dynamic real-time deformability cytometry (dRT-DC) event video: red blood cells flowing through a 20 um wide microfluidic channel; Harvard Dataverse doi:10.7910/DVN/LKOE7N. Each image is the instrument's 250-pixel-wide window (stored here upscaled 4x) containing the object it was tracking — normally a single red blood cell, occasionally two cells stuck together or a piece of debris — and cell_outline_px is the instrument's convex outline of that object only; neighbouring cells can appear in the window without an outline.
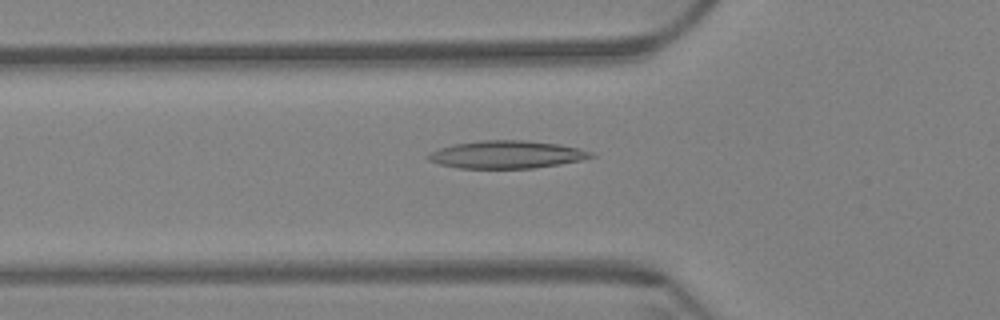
{"species": "Egyptian fruit bat (a non-hibernating species)", "species_latin": "Rousettus aegyptiacus", "temperature_condition": "warm", "stored_images_in_passage": 56, "camera_frame_rate_fps": 3000, "um_per_image_px": 0.085, "animal": {"sex": "female"}, "frame": {"image": 1, "passage_image": 16, "time_ms": 5.0, "image_size_px": [1000, 320], "cell_outline_px": [[596, 156], [580, 160], [560, 164], [532, 168], [460, 168], [440, 164], [428, 160], [428, 156], [432, 152], [440, 148], [452, 144], [480, 140], [524, 140], [560, 144], [580, 148], [592, 152]], "centroid_in_image_um": [43.1, 13.13], "position_along_channel_um": 82.7, "area_um2": 26.18}}
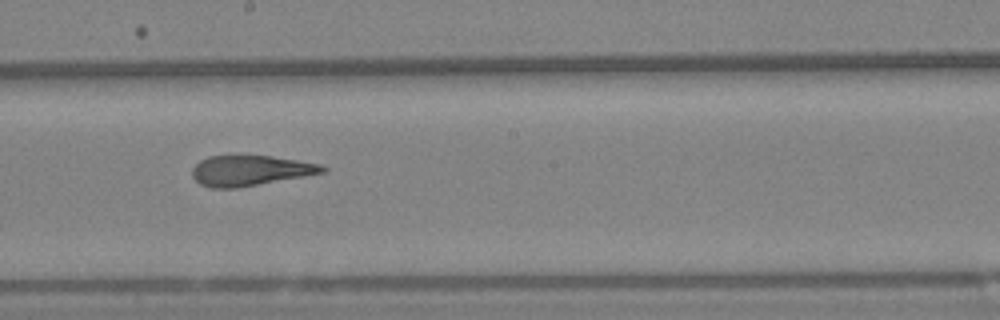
{"frame": {"image": 2, "passage_image": 29, "time_ms": 9.333, "image_size_px": [1000, 320], "cell_outline_px": [[328, 168], [324, 172], [304, 176], [236, 188], [212, 188], [200, 184], [192, 176], [192, 168], [200, 160], [208, 156], [272, 156], [320, 164]], "centroid_in_image_um": [21.24, 14.5], "position_along_channel_um": 227.0, "area_um2": 22.77}}
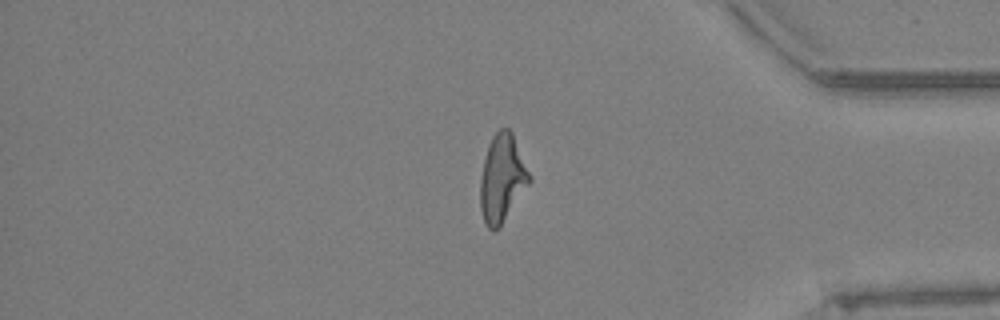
{"frame": {"image": 3, "passage_image": 46, "time_ms": 15.0, "image_size_px": [1000, 320], "cell_outline_px": [[532, 180], [500, 228], [492, 232], [488, 228], [484, 220], [480, 208], [480, 180], [484, 160], [488, 144], [492, 136], [500, 128], [508, 128], [512, 132], [532, 176]], "centroid_in_image_um": [42.69, 15.18], "position_along_channel_um": 392.5, "area_um2": 25.37}, "authors_computed_cell_mechanics": {"area_um2": 24.3338, "velocity_mm_per_s": 3.3286, "shape_relaxation_time_tau1_ms": null, "shape_relaxation_time_tau2_ms": 3.1186, "deformation_change_tau1": null, "deformation_change_tau2": 0.1338}}